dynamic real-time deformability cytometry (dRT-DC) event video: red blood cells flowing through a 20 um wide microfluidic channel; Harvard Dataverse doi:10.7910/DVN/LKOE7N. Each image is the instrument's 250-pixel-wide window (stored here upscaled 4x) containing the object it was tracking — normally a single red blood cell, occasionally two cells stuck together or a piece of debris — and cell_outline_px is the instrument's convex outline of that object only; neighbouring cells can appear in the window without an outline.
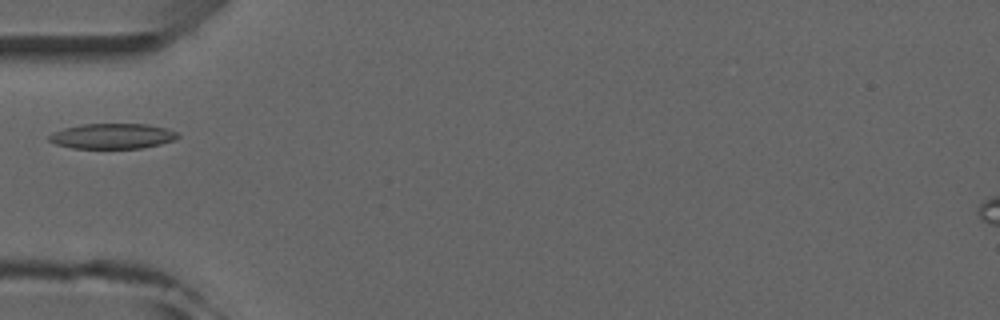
{"species": "common noctule bat (a hibernating species)", "species_latin": "Nyctalus noctula", "temperature_condition": "room temperature", "stored_images_in_passage": 5, "camera_frame_rate_fps": 3000, "um_per_image_px": 0.085, "animal": {"sex": "male", "forearm_length_mm": 52.5}, "frame": {"image": 1, "passage_image": 4, "time_ms": 3.667, "image_size_px": [1000, 320], "cell_outline_px": [[180, 136], [176, 140], [160, 144], [140, 148], [72, 148], [56, 144], [48, 140], [48, 136], [64, 128], [84, 124], [148, 124], [164, 128], [176, 132]], "centroid_in_image_um": [9.58, 11.57], "position_along_channel_um": 75.4, "area_um2": 18.79}}
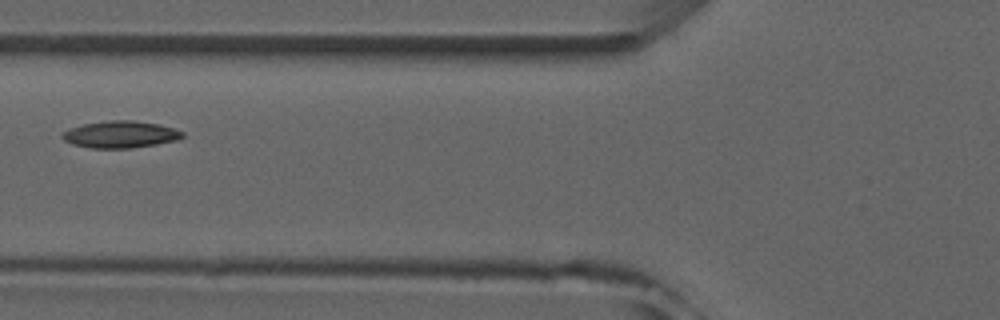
{"frame": {"image": 2, "passage_image": 5, "time_ms": 4.667, "image_size_px": [1000, 320], "cell_outline_px": [[184, 136], [176, 140], [156, 144], [132, 148], [92, 148], [72, 144], [64, 140], [60, 136], [68, 128], [84, 124], [108, 120], [132, 120], [160, 124], [184, 132]], "centroid_in_image_um": [10.22, 11.42], "position_along_channel_um": 115.6, "area_um2": 18.84}}